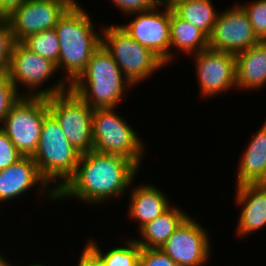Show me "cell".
<instances>
[{"instance_id":"obj_1","label":"cell","mask_w":266,"mask_h":266,"mask_svg":"<svg viewBox=\"0 0 266 266\" xmlns=\"http://www.w3.org/2000/svg\"><path fill=\"white\" fill-rule=\"evenodd\" d=\"M139 170L132 160L120 155L94 150L83 153L75 173L56 193V199L60 202L72 198L100 207L110 199H122L129 192Z\"/></svg>"},{"instance_id":"obj_2","label":"cell","mask_w":266,"mask_h":266,"mask_svg":"<svg viewBox=\"0 0 266 266\" xmlns=\"http://www.w3.org/2000/svg\"><path fill=\"white\" fill-rule=\"evenodd\" d=\"M83 7L73 4L55 26L60 47L57 70L69 85L86 68L93 52L101 45L102 27L96 30L91 14Z\"/></svg>"},{"instance_id":"obj_3","label":"cell","mask_w":266,"mask_h":266,"mask_svg":"<svg viewBox=\"0 0 266 266\" xmlns=\"http://www.w3.org/2000/svg\"><path fill=\"white\" fill-rule=\"evenodd\" d=\"M69 88L90 108L95 109L118 107L127 91H131L134 86L101 44Z\"/></svg>"},{"instance_id":"obj_4","label":"cell","mask_w":266,"mask_h":266,"mask_svg":"<svg viewBox=\"0 0 266 266\" xmlns=\"http://www.w3.org/2000/svg\"><path fill=\"white\" fill-rule=\"evenodd\" d=\"M80 156L81 153L68 141L60 124L49 113L44 118L38 147L32 158L42 178L56 193L75 173Z\"/></svg>"},{"instance_id":"obj_5","label":"cell","mask_w":266,"mask_h":266,"mask_svg":"<svg viewBox=\"0 0 266 266\" xmlns=\"http://www.w3.org/2000/svg\"><path fill=\"white\" fill-rule=\"evenodd\" d=\"M6 72L20 96L48 98L69 89V84L62 77L50 87H45L47 80L59 75L56 64L29 51L20 42H15L12 48Z\"/></svg>"},{"instance_id":"obj_6","label":"cell","mask_w":266,"mask_h":266,"mask_svg":"<svg viewBox=\"0 0 266 266\" xmlns=\"http://www.w3.org/2000/svg\"><path fill=\"white\" fill-rule=\"evenodd\" d=\"M113 108H95L92 115L93 150L100 153L120 155L132 160L139 168L146 145L128 120ZM125 118V119H124ZM138 134V135H137Z\"/></svg>"},{"instance_id":"obj_7","label":"cell","mask_w":266,"mask_h":266,"mask_svg":"<svg viewBox=\"0 0 266 266\" xmlns=\"http://www.w3.org/2000/svg\"><path fill=\"white\" fill-rule=\"evenodd\" d=\"M101 26V44L134 87L167 67L152 51L132 39L119 23Z\"/></svg>"},{"instance_id":"obj_8","label":"cell","mask_w":266,"mask_h":266,"mask_svg":"<svg viewBox=\"0 0 266 266\" xmlns=\"http://www.w3.org/2000/svg\"><path fill=\"white\" fill-rule=\"evenodd\" d=\"M48 114L47 98L20 96L3 119L0 129L23 156L32 157Z\"/></svg>"},{"instance_id":"obj_9","label":"cell","mask_w":266,"mask_h":266,"mask_svg":"<svg viewBox=\"0 0 266 266\" xmlns=\"http://www.w3.org/2000/svg\"><path fill=\"white\" fill-rule=\"evenodd\" d=\"M49 113L60 124L64 135L81 154L93 150L92 115L90 108L70 88L47 98Z\"/></svg>"},{"instance_id":"obj_10","label":"cell","mask_w":266,"mask_h":266,"mask_svg":"<svg viewBox=\"0 0 266 266\" xmlns=\"http://www.w3.org/2000/svg\"><path fill=\"white\" fill-rule=\"evenodd\" d=\"M207 230L189 214L160 249L178 266H206L214 248Z\"/></svg>"},{"instance_id":"obj_11","label":"cell","mask_w":266,"mask_h":266,"mask_svg":"<svg viewBox=\"0 0 266 266\" xmlns=\"http://www.w3.org/2000/svg\"><path fill=\"white\" fill-rule=\"evenodd\" d=\"M131 16L134 17L131 18ZM127 17L131 20L119 26L166 65L170 64L171 8L158 5L148 11L128 14Z\"/></svg>"},{"instance_id":"obj_12","label":"cell","mask_w":266,"mask_h":266,"mask_svg":"<svg viewBox=\"0 0 266 266\" xmlns=\"http://www.w3.org/2000/svg\"><path fill=\"white\" fill-rule=\"evenodd\" d=\"M191 57L200 97L209 99L237 90L234 54L208 48Z\"/></svg>"},{"instance_id":"obj_13","label":"cell","mask_w":266,"mask_h":266,"mask_svg":"<svg viewBox=\"0 0 266 266\" xmlns=\"http://www.w3.org/2000/svg\"><path fill=\"white\" fill-rule=\"evenodd\" d=\"M249 17L236 2L219 15L208 37V46L212 50L238 54L259 43Z\"/></svg>"},{"instance_id":"obj_14","label":"cell","mask_w":266,"mask_h":266,"mask_svg":"<svg viewBox=\"0 0 266 266\" xmlns=\"http://www.w3.org/2000/svg\"><path fill=\"white\" fill-rule=\"evenodd\" d=\"M73 4L69 0H28L6 17L15 42L53 29Z\"/></svg>"},{"instance_id":"obj_15","label":"cell","mask_w":266,"mask_h":266,"mask_svg":"<svg viewBox=\"0 0 266 266\" xmlns=\"http://www.w3.org/2000/svg\"><path fill=\"white\" fill-rule=\"evenodd\" d=\"M35 187H38L39 189ZM35 189L38 191L35 192ZM29 190H32L35 194L39 192L37 198H40V196L43 198L47 196L45 200L51 201V203L52 201H57L56 192L42 178L32 157L23 156L16 163L0 170L1 205L2 203H9L10 200L12 201L14 199L19 200L20 198L21 200L23 195H28L26 192L30 193Z\"/></svg>"},{"instance_id":"obj_16","label":"cell","mask_w":266,"mask_h":266,"mask_svg":"<svg viewBox=\"0 0 266 266\" xmlns=\"http://www.w3.org/2000/svg\"><path fill=\"white\" fill-rule=\"evenodd\" d=\"M235 194V204L241 209L235 232L241 240L266 228V184H242L235 187Z\"/></svg>"},{"instance_id":"obj_17","label":"cell","mask_w":266,"mask_h":266,"mask_svg":"<svg viewBox=\"0 0 266 266\" xmlns=\"http://www.w3.org/2000/svg\"><path fill=\"white\" fill-rule=\"evenodd\" d=\"M135 181L136 179L130 186L132 188L129 189L130 200L127 215L132 223L136 222L137 230H139L165 212L173 202H170L168 195L166 196V193L161 191L155 183L144 182L135 185Z\"/></svg>"},{"instance_id":"obj_18","label":"cell","mask_w":266,"mask_h":266,"mask_svg":"<svg viewBox=\"0 0 266 266\" xmlns=\"http://www.w3.org/2000/svg\"><path fill=\"white\" fill-rule=\"evenodd\" d=\"M237 91H262L266 86V41L235 55Z\"/></svg>"},{"instance_id":"obj_19","label":"cell","mask_w":266,"mask_h":266,"mask_svg":"<svg viewBox=\"0 0 266 266\" xmlns=\"http://www.w3.org/2000/svg\"><path fill=\"white\" fill-rule=\"evenodd\" d=\"M237 164L236 185L247 183L265 184L266 170V119L246 144Z\"/></svg>"},{"instance_id":"obj_20","label":"cell","mask_w":266,"mask_h":266,"mask_svg":"<svg viewBox=\"0 0 266 266\" xmlns=\"http://www.w3.org/2000/svg\"><path fill=\"white\" fill-rule=\"evenodd\" d=\"M174 203L160 216L142 226L133 239L141 248H160L189 215Z\"/></svg>"},{"instance_id":"obj_21","label":"cell","mask_w":266,"mask_h":266,"mask_svg":"<svg viewBox=\"0 0 266 266\" xmlns=\"http://www.w3.org/2000/svg\"><path fill=\"white\" fill-rule=\"evenodd\" d=\"M170 30V64L178 58V52L191 56L209 48L208 37L196 26L179 18L172 8Z\"/></svg>"},{"instance_id":"obj_22","label":"cell","mask_w":266,"mask_h":266,"mask_svg":"<svg viewBox=\"0 0 266 266\" xmlns=\"http://www.w3.org/2000/svg\"><path fill=\"white\" fill-rule=\"evenodd\" d=\"M172 10L179 18L196 26L207 37L212 33L219 15L212 0H184L173 6Z\"/></svg>"},{"instance_id":"obj_23","label":"cell","mask_w":266,"mask_h":266,"mask_svg":"<svg viewBox=\"0 0 266 266\" xmlns=\"http://www.w3.org/2000/svg\"><path fill=\"white\" fill-rule=\"evenodd\" d=\"M124 239V242L120 240L122 243L120 246L108 247L106 249L108 251H103V248L98 245L99 241H96L94 237L89 238L85 245L100 259L104 266H139L142 248L132 236L129 239Z\"/></svg>"},{"instance_id":"obj_24","label":"cell","mask_w":266,"mask_h":266,"mask_svg":"<svg viewBox=\"0 0 266 266\" xmlns=\"http://www.w3.org/2000/svg\"><path fill=\"white\" fill-rule=\"evenodd\" d=\"M20 43L29 51L51 60L57 67L60 47L55 28L29 35Z\"/></svg>"},{"instance_id":"obj_25","label":"cell","mask_w":266,"mask_h":266,"mask_svg":"<svg viewBox=\"0 0 266 266\" xmlns=\"http://www.w3.org/2000/svg\"><path fill=\"white\" fill-rule=\"evenodd\" d=\"M247 13L255 34L260 40L266 41V0L237 2Z\"/></svg>"},{"instance_id":"obj_26","label":"cell","mask_w":266,"mask_h":266,"mask_svg":"<svg viewBox=\"0 0 266 266\" xmlns=\"http://www.w3.org/2000/svg\"><path fill=\"white\" fill-rule=\"evenodd\" d=\"M19 98L20 95L8 77L7 72H0V124Z\"/></svg>"},{"instance_id":"obj_27","label":"cell","mask_w":266,"mask_h":266,"mask_svg":"<svg viewBox=\"0 0 266 266\" xmlns=\"http://www.w3.org/2000/svg\"><path fill=\"white\" fill-rule=\"evenodd\" d=\"M14 44L15 41L7 19L0 17V72L7 71Z\"/></svg>"},{"instance_id":"obj_28","label":"cell","mask_w":266,"mask_h":266,"mask_svg":"<svg viewBox=\"0 0 266 266\" xmlns=\"http://www.w3.org/2000/svg\"><path fill=\"white\" fill-rule=\"evenodd\" d=\"M23 155L12 143L7 134L0 129V170L20 160Z\"/></svg>"},{"instance_id":"obj_29","label":"cell","mask_w":266,"mask_h":266,"mask_svg":"<svg viewBox=\"0 0 266 266\" xmlns=\"http://www.w3.org/2000/svg\"><path fill=\"white\" fill-rule=\"evenodd\" d=\"M139 266H178L160 248H142Z\"/></svg>"},{"instance_id":"obj_30","label":"cell","mask_w":266,"mask_h":266,"mask_svg":"<svg viewBox=\"0 0 266 266\" xmlns=\"http://www.w3.org/2000/svg\"><path fill=\"white\" fill-rule=\"evenodd\" d=\"M121 14L126 16L135 12L148 11L156 8L158 0H110Z\"/></svg>"},{"instance_id":"obj_31","label":"cell","mask_w":266,"mask_h":266,"mask_svg":"<svg viewBox=\"0 0 266 266\" xmlns=\"http://www.w3.org/2000/svg\"><path fill=\"white\" fill-rule=\"evenodd\" d=\"M76 266H104L100 259L84 244Z\"/></svg>"},{"instance_id":"obj_32","label":"cell","mask_w":266,"mask_h":266,"mask_svg":"<svg viewBox=\"0 0 266 266\" xmlns=\"http://www.w3.org/2000/svg\"><path fill=\"white\" fill-rule=\"evenodd\" d=\"M28 0H0V17H8L16 8Z\"/></svg>"},{"instance_id":"obj_33","label":"cell","mask_w":266,"mask_h":266,"mask_svg":"<svg viewBox=\"0 0 266 266\" xmlns=\"http://www.w3.org/2000/svg\"><path fill=\"white\" fill-rule=\"evenodd\" d=\"M180 1H184V0H158V4L160 6H164V7H167V8H172L173 6H175Z\"/></svg>"},{"instance_id":"obj_34","label":"cell","mask_w":266,"mask_h":266,"mask_svg":"<svg viewBox=\"0 0 266 266\" xmlns=\"http://www.w3.org/2000/svg\"><path fill=\"white\" fill-rule=\"evenodd\" d=\"M0 252V266H13V261L9 260V258L5 257V254H1Z\"/></svg>"},{"instance_id":"obj_35","label":"cell","mask_w":266,"mask_h":266,"mask_svg":"<svg viewBox=\"0 0 266 266\" xmlns=\"http://www.w3.org/2000/svg\"><path fill=\"white\" fill-rule=\"evenodd\" d=\"M13 266H16V265L13 264ZM17 266H20V265H17ZM25 266H47V265H43V264H40V263L38 264V263L35 262V264L32 263V264H28V265H25Z\"/></svg>"},{"instance_id":"obj_36","label":"cell","mask_w":266,"mask_h":266,"mask_svg":"<svg viewBox=\"0 0 266 266\" xmlns=\"http://www.w3.org/2000/svg\"><path fill=\"white\" fill-rule=\"evenodd\" d=\"M72 4H81L78 2V0H69Z\"/></svg>"}]
</instances>
